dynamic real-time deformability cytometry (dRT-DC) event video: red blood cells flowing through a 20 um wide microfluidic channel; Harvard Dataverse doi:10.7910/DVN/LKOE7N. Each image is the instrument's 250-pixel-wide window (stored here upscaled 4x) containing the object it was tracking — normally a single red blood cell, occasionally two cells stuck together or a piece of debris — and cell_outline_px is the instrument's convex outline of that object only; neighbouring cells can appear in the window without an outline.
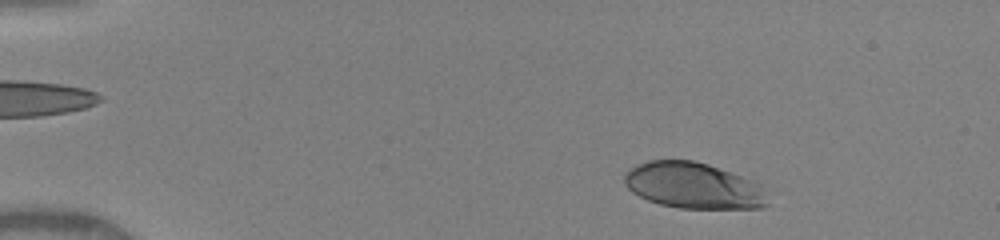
{"species": "human", "species_latin": "Homo sapiens", "temperature_condition": "warm", "stored_images_in_passage": 23, "camera_frame_rate_fps": 3000, "um_per_image_px": 0.085, "donor": {"sex": "female"}, "frame": {"image": 1, "passage_image": 6, "time_ms": 1.0, "image_size_px": [1000, 240], "cell_outline_px": [[768, 204], [760, 208], [680, 208], [660, 204], [648, 200], [632, 192], [624, 184], [624, 176], [636, 164], [648, 160], [692, 160], [708, 164], [752, 180], [760, 184]], "centroid_in_image_um": [58.91, 15.77], "position_along_channel_um": 26.1, "area_um2": 38.15}}
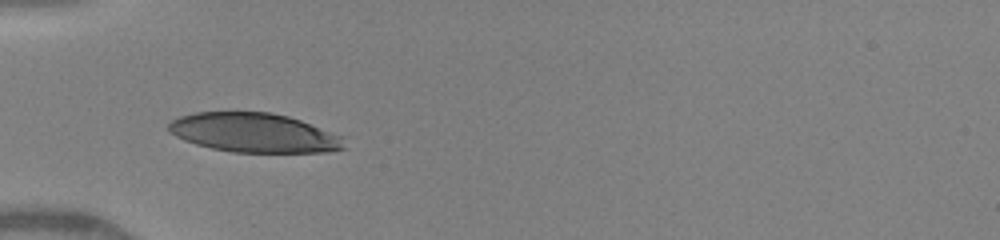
{"frame": {"image": 2, "passage_image": 18, "time_ms": 4.0, "image_size_px": [1000, 240], "cell_outline_px": [[348, 148], [328, 152], [232, 152], [212, 148], [196, 144], [184, 140], [168, 132], [168, 124], [172, 120], [180, 116], [196, 112], [268, 112], [288, 116], [300, 120], [344, 136]], "centroid_in_image_um": [21.64, 11.29], "position_along_channel_um": 63.4, "area_um2": 40.4}}
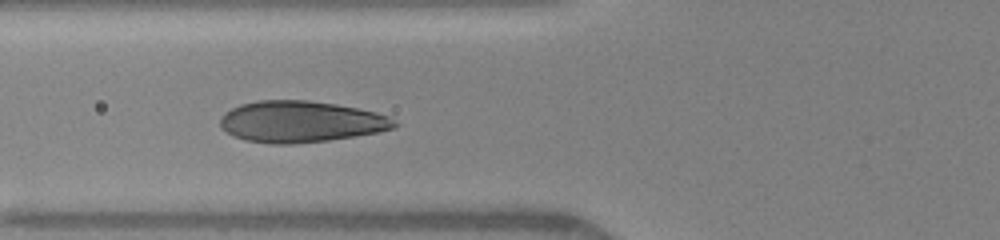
{"frame": {"image": 3, "passage_image": 22, "time_ms": 5.0, "image_size_px": [1000, 240], "cell_outline_px": [[400, 124], [392, 128], [380, 132], [328, 140], [292, 144], [272, 144], [244, 140], [232, 136], [220, 128], [220, 116], [224, 112], [240, 104], [256, 100], [304, 100], [336, 104], [376, 112], [388, 116]], "centroid_in_image_um": [25.52, 10.34], "position_along_channel_um": 100.3, "area_um2": 42.19}}